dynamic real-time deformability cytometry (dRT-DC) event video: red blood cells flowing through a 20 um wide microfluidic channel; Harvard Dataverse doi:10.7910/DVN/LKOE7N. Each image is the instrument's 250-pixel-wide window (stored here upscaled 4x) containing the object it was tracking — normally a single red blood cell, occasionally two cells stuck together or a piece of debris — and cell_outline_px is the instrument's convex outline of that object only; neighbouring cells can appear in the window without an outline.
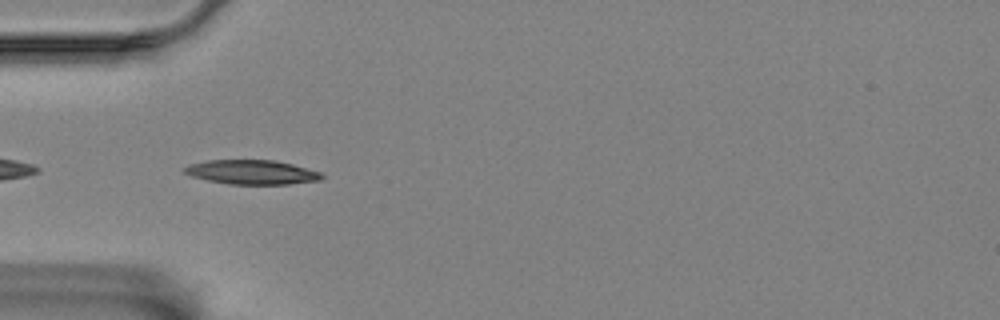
{"species": "Egyptian fruit bat (a non-hibernating species)", "species_latin": "Rousettus aegyptiacus", "temperature_condition": "room temperature", "stored_images_in_passage": 42, "camera_frame_rate_fps": 3000, "um_per_image_px": 0.085, "animal": {"sex": "female"}, "frame": {"image": 1, "passage_image": 2, "time_ms": 0.333, "image_size_px": [1000, 320], "cell_outline_px": [[324, 176], [320, 180], [288, 184], [228, 184], [208, 180], [192, 176], [184, 172], [180, 168], [192, 164], [208, 160], [272, 160], [292, 164], [324, 172]], "centroid_in_image_um": [21.44, 14.63], "position_along_channel_um": 63.6, "area_um2": 19.48}}
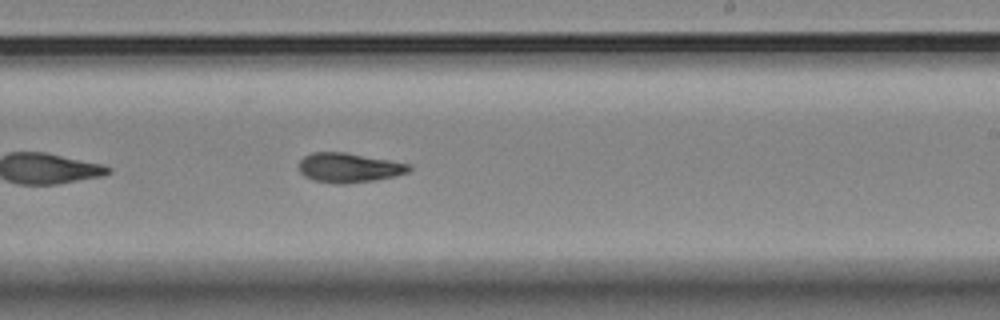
{"frame": {"image": 2, "passage_image": 19, "time_ms": 6.0, "image_size_px": [1000, 320], "cell_outline_px": [[412, 168], [408, 172], [396, 176], [376, 180], [344, 184], [336, 184], [316, 180], [304, 176], [300, 172], [300, 160], [304, 156], [312, 152], [344, 152], [412, 164]], "centroid_in_image_um": [29.69, 14.25], "position_along_channel_um": 259.3, "area_um2": 18.96}}
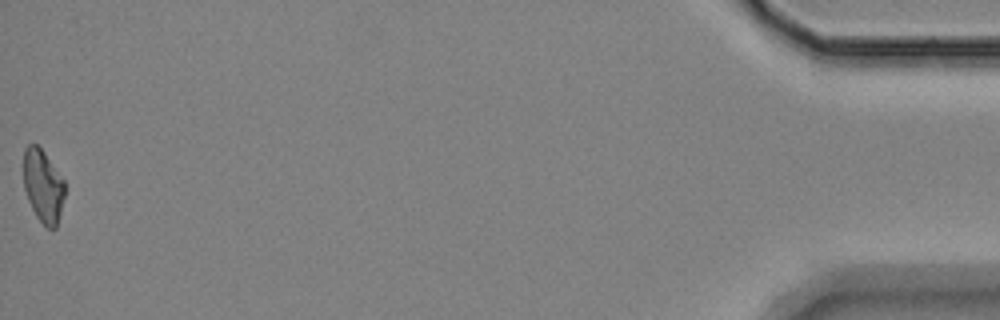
{"frame": {"image": 3, "passage_image": 42, "time_ms": 13.667, "image_size_px": [1000, 320], "cell_outline_px": [[64, 196], [56, 228], [48, 228], [36, 216], [28, 200], [24, 188], [24, 148], [28, 144], [36, 144], [44, 152], [64, 180]], "centroid_in_image_um": [3.65, 15.79], "position_along_channel_um": 431.6, "area_um2": 17.22}, "authors_computed_cell_mechanics": {"area_um2": 18.785, "velocity_mm_per_s": 3.4665, "shape_relaxation_time_tau1_ms": 5.7128, "shape_relaxation_time_tau2_ms": 9.7694, "deformation_change_tau1": 0.1699, "deformation_change_tau2": 0.1658}}